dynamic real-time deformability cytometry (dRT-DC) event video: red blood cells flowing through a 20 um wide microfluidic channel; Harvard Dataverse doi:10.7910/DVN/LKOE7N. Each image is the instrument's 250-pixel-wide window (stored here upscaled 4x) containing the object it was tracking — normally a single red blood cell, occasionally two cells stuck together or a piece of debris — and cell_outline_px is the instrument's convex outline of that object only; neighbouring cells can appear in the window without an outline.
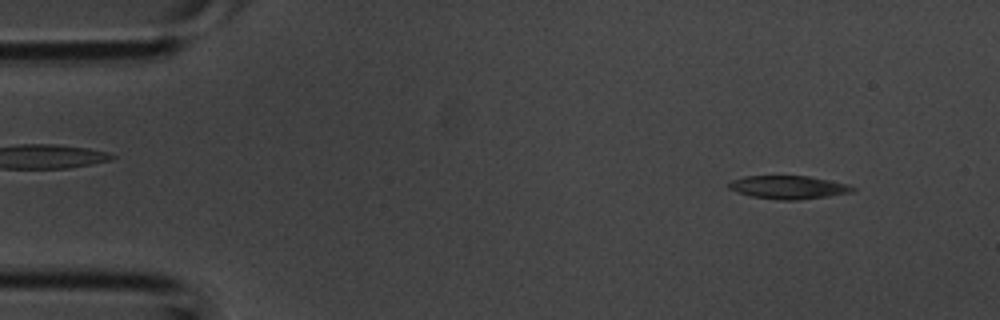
{"species": "common noctule bat (a hibernating species)", "species_latin": "Nyctalus noctula", "temperature_condition": "room temperature", "stored_images_in_passage": 3, "camera_frame_rate_fps": 3000, "um_per_image_px": 0.085, "animal": {"sex": "male", "body_mass_g": 20.1, "forearm_length_mm": 53.5}, "frame": {"image": 1, "passage_image": 1, "time_ms": 0.0, "image_size_px": [1000, 320], "cell_outline_px": [[856, 192], [828, 196], [796, 200], [780, 200], [752, 196], [736, 192], [728, 188], [728, 184], [732, 180], [744, 176], [808, 176], [848, 184], [856, 188]], "centroid_in_image_um": [67.03, 15.92], "position_along_channel_um": 18.0, "area_um2": 16.76}}
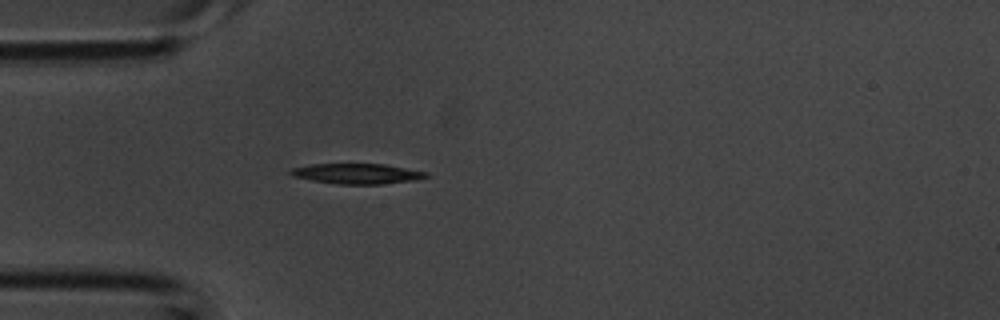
{"frame": {"image": 2, "passage_image": 3, "time_ms": 0.667, "image_size_px": [1000, 320], "cell_outline_px": [[432, 176], [416, 180], [380, 184], [336, 184], [312, 180], [292, 176], [288, 172], [292, 168], [308, 164], [384, 164], [428, 172]], "centroid_in_image_um": [30.37, 14.76], "position_along_channel_um": 54.6, "area_um2": 16.13}}